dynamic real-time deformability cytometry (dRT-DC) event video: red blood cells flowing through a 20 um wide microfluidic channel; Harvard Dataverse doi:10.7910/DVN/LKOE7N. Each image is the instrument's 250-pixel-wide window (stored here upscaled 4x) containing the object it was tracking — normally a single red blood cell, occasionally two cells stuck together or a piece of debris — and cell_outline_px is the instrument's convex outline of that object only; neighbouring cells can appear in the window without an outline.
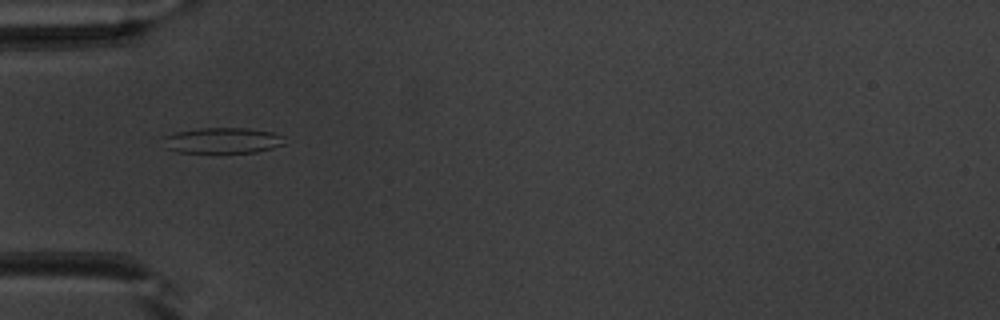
{"species": "common noctule bat (a hibernating species)", "species_latin": "Nyctalus noctula", "temperature_condition": "warm", "stored_images_in_passage": 51, "camera_frame_rate_fps": 3000, "um_per_image_px": 0.085, "animal": {"sex": "male", "body_mass_g": 20.1, "forearm_length_mm": 53.5}, "frame": {"image": 1, "passage_image": 17, "time_ms": 5.333, "image_size_px": [1000, 320], "cell_outline_px": [[284, 144], [272, 148], [256, 152], [176, 152], [164, 148], [164, 136], [176, 132], [200, 128], [244, 128], [272, 132], [284, 136]], "centroid_in_image_um": [18.9, 11.94], "position_along_channel_um": 66.1, "area_um2": 18.09}}
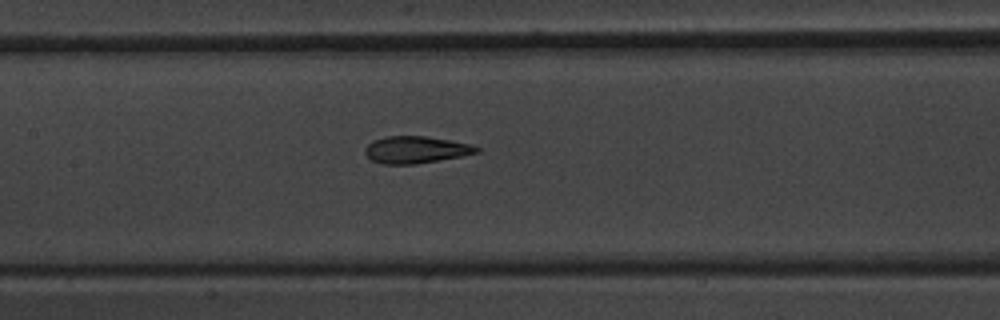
{"frame": {"image": 2, "passage_image": 25, "time_ms": 8.0, "image_size_px": [1000, 320], "cell_outline_px": [[480, 152], [460, 156], [416, 164], [384, 164], [372, 160], [364, 152], [364, 148], [372, 140], [388, 136], [424, 136], [472, 144], [480, 148]], "centroid_in_image_um": [35.34, 12.72], "position_along_channel_um": 172.1, "area_um2": 17.46}}
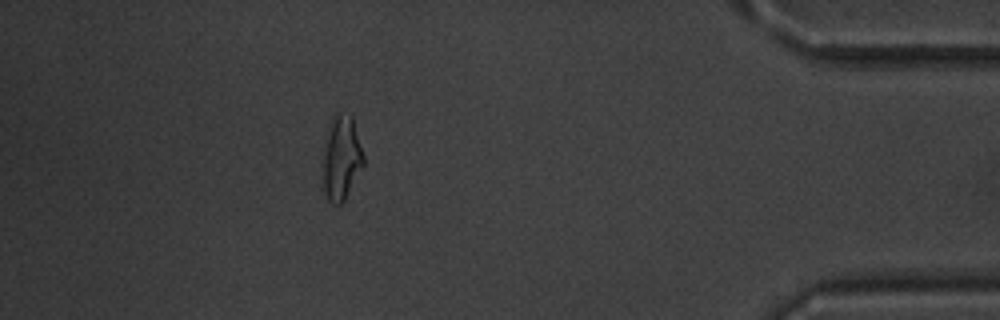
{"frame": {"image": 3, "passage_image": 46, "time_ms": 15.0, "image_size_px": [1000, 320], "cell_outline_px": [[364, 164], [344, 200], [340, 204], [332, 204], [328, 200], [324, 192], [324, 144], [332, 124], [336, 116], [340, 112], [352, 116], [364, 156]], "centroid_in_image_um": [29.04, 13.48], "position_along_channel_um": 406.2, "area_um2": 19.25}, "authors_computed_cell_mechanics": {"area_um2": 18.7272, "velocity_mm_per_s": 3.9903, "shape_relaxation_time_tau1_ms": null, "shape_relaxation_time_tau2_ms": 1.7932, "deformation_change_tau1": null, "deformation_change_tau2": 0.1022}}